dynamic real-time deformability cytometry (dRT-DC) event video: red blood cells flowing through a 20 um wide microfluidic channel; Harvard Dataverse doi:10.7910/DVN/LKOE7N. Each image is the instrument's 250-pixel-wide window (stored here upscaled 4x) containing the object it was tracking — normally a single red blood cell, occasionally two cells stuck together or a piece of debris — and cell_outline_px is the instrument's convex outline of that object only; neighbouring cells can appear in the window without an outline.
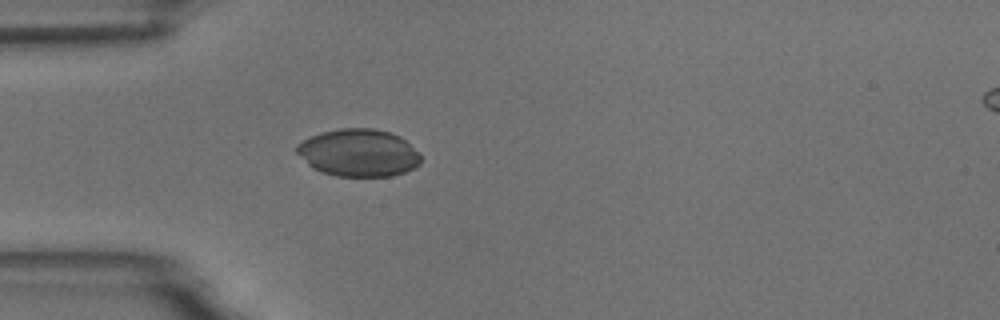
{"species": "common noctule bat (a hibernating species)", "species_latin": "Nyctalus noctula", "temperature_condition": "room temperature", "stored_images_in_passage": 5, "camera_frame_rate_fps": 3000, "um_per_image_px": 0.085, "animal": {"sex": "male", "body_mass_g": 18.8}, "frame": {"image": 1, "passage_image": 5, "time_ms": 4.667, "image_size_px": [1000, 320], "cell_outline_px": [[420, 164], [416, 168], [392, 176], [336, 176], [320, 172], [312, 168], [296, 152], [296, 144], [320, 132], [340, 128], [376, 128], [400, 136], [420, 152]], "centroid_in_image_um": [30.49, 12.99], "position_along_channel_um": 54.5, "area_um2": 34.56}}